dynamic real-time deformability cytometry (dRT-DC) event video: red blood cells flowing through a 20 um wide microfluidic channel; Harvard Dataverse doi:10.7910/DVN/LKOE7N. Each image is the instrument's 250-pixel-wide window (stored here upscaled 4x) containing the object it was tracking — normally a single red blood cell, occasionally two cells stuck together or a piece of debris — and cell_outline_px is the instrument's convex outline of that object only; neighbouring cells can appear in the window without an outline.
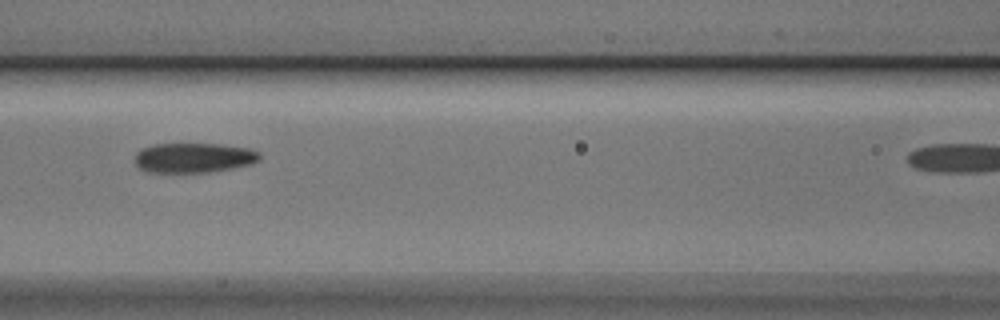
{"species": "Egyptian fruit bat (a non-hibernating species)", "species_latin": "Rousettus aegyptiacus", "temperature_condition": "cold", "stored_images_in_passage": 8, "camera_frame_rate_fps": 3000, "um_per_image_px": 0.085, "animal": {"sex": "male"}, "frame": {"image": 1, "passage_image": 7, "time_ms": 2.0, "image_size_px": [1000, 320], "cell_outline_px": [[260, 160], [252, 164], [232, 168], [208, 172], [148, 172], [140, 168], [136, 164], [136, 152], [140, 148], [152, 144], [220, 144], [248, 148], [260, 152]], "centroid_in_image_um": [16.47, 13.4], "position_along_channel_um": 150.1, "area_um2": 21.73}}